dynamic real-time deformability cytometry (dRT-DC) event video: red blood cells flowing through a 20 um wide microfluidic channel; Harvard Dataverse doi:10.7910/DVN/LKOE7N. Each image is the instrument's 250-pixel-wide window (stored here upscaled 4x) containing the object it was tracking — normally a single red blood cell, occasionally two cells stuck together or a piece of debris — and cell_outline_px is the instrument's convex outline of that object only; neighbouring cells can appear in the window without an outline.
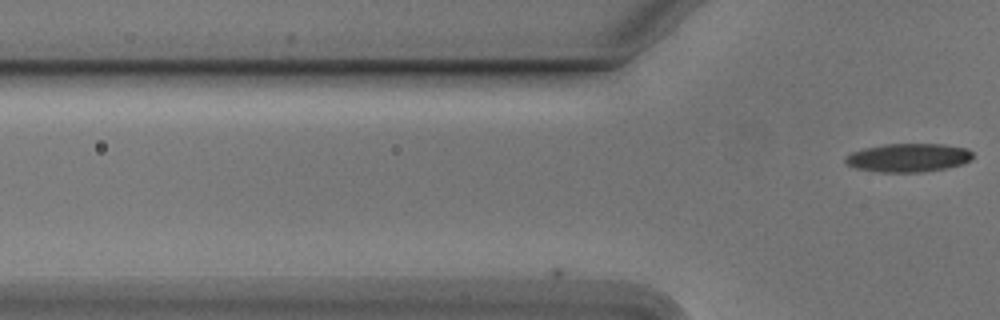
{"species": "Egyptian fruit bat (a non-hibernating species)", "species_latin": "Rousettus aegyptiacus", "temperature_condition": "cold", "stored_images_in_passage": 5, "camera_frame_rate_fps": 3000, "um_per_image_px": 0.085, "animal": {"sex": "male"}, "frame": {"image": 1, "passage_image": 5, "time_ms": 1.333, "image_size_px": [1000, 320], "cell_outline_px": [[972, 160], [964, 164], [924, 172], [880, 172], [856, 168], [848, 164], [844, 160], [844, 156], [852, 152], [864, 148], [884, 144], [944, 144], [968, 148], [972, 152]], "centroid_in_image_um": [77.23, 13.4], "position_along_channel_um": 48.6, "area_um2": 21.27}}